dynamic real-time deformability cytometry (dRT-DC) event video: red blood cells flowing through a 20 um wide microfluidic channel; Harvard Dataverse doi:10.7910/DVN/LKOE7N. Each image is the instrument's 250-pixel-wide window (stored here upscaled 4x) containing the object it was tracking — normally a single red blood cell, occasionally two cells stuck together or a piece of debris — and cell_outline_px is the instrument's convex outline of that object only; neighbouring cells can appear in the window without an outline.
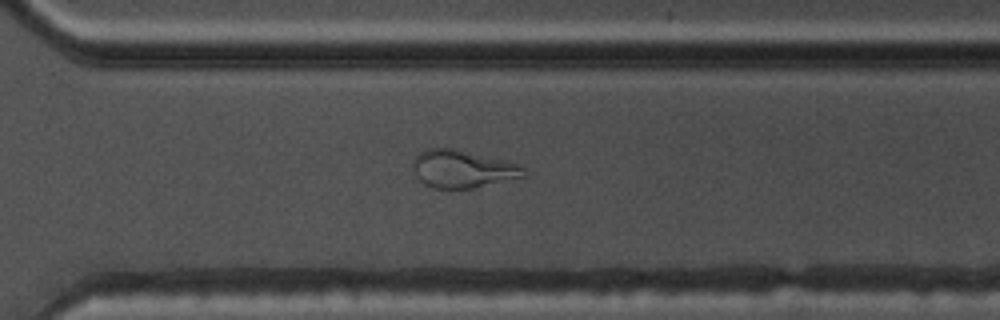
{"species": "common noctule bat (a hibernating species)", "species_latin": "Nyctalus noctula", "temperature_condition": "warm", "stored_images_in_passage": 45, "camera_frame_rate_fps": 3000, "um_per_image_px": 0.085, "animal": {"sex": "male", "body_mass_g": 17.5, "forearm_length_mm": 52.3}, "frame": {"image": 1, "passage_image": 39, "time_ms": 12.667, "image_size_px": [1000, 320], "cell_outline_px": [[528, 176], [472, 188], [432, 188], [424, 184], [416, 176], [412, 168], [412, 160], [420, 152], [428, 148], [456, 148], [516, 160], [520, 164]], "centroid_in_image_um": [39.39, 14.33], "position_along_channel_um": 331.2, "area_um2": 25.2}}